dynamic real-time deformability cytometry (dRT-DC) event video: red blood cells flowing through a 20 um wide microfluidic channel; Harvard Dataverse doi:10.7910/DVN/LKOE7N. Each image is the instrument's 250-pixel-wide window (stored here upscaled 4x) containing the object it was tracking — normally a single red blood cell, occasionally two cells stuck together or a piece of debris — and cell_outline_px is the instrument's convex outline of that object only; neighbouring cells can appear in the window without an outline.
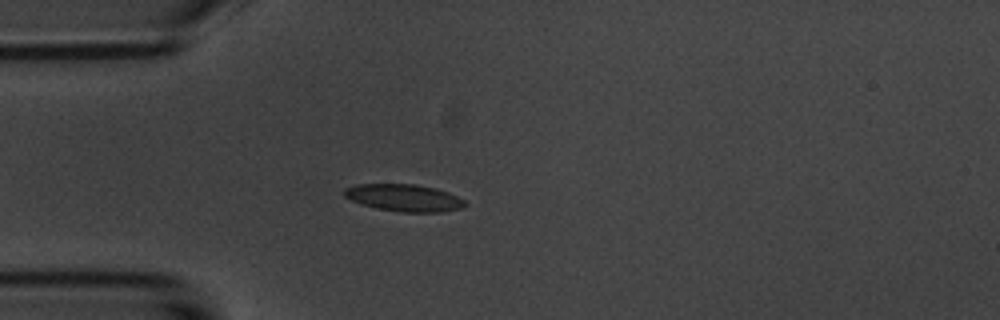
{"species": "common noctule bat (a hibernating species)", "species_latin": "Nyctalus noctula", "temperature_condition": "room temperature", "stored_images_in_passage": 3, "camera_frame_rate_fps": 3000, "um_per_image_px": 0.085, "animal": {"sex": "male", "body_mass_g": 20.1, "forearm_length_mm": 53.5}, "frame": {"image": 1, "passage_image": 2, "time_ms": 1.333, "image_size_px": [1000, 320], "cell_outline_px": [[468, 204], [460, 208], [440, 212], [400, 212], [376, 208], [360, 204], [344, 196], [344, 188], [356, 184], [416, 184], [436, 188], [448, 192], [464, 200]], "centroid_in_image_um": [34.33, 16.81], "position_along_channel_um": 50.7, "area_um2": 19.13}}